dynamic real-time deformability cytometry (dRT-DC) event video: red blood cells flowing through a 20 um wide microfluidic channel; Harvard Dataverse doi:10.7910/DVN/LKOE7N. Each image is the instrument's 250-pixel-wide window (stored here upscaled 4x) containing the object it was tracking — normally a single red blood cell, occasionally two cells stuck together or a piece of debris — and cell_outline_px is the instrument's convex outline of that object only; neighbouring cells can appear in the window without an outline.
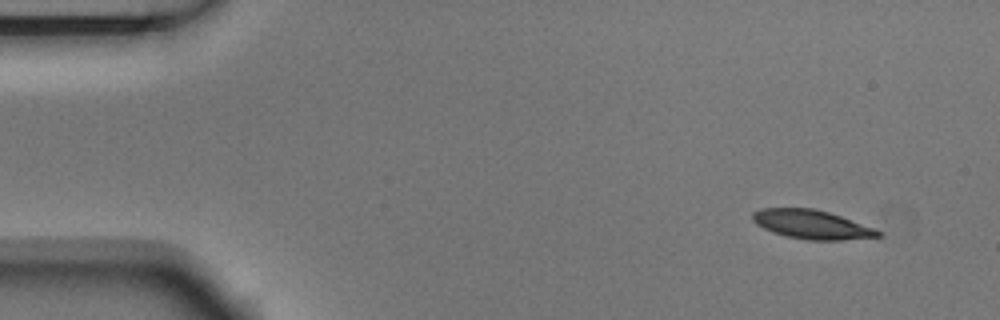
{"species": "Egyptian fruit bat (a non-hibernating species)", "species_latin": "Rousettus aegyptiacus", "temperature_condition": "room temperature", "stored_images_in_passage": 4, "camera_frame_rate_fps": 3000, "um_per_image_px": 0.085, "animal": {"sex": "male"}, "frame": {"image": 1, "passage_image": 1, "time_ms": 0.0, "image_size_px": [1000, 320], "cell_outline_px": [[880, 236], [840, 240], [808, 240], [784, 236], [772, 232], [756, 224], [752, 220], [752, 212], [760, 208], [812, 208], [828, 212], [876, 228], [880, 232]], "centroid_in_image_um": [68.95, 19.08], "position_along_channel_um": 16.0, "area_um2": 21.1}}
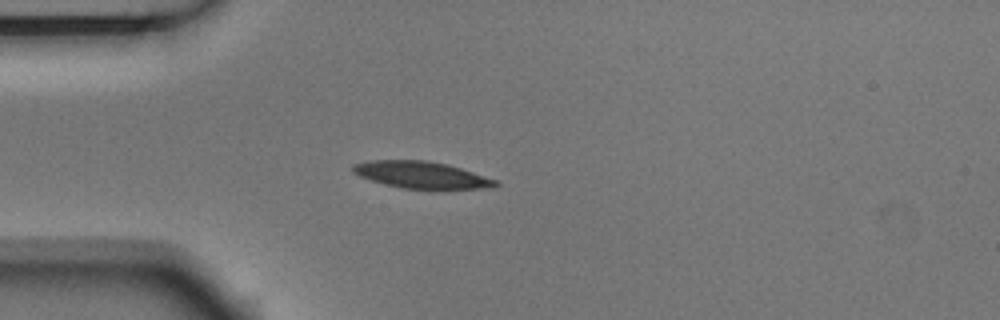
{"frame": {"image": 2, "passage_image": 4, "time_ms": 1.0, "image_size_px": [1000, 320], "cell_outline_px": [[500, 184], [492, 188], [432, 192], [400, 188], [384, 184], [360, 176], [352, 172], [352, 164], [372, 160], [424, 160], [448, 164], [496, 180]], "centroid_in_image_um": [35.88, 14.92], "position_along_channel_um": 49.1, "area_um2": 23.29}}